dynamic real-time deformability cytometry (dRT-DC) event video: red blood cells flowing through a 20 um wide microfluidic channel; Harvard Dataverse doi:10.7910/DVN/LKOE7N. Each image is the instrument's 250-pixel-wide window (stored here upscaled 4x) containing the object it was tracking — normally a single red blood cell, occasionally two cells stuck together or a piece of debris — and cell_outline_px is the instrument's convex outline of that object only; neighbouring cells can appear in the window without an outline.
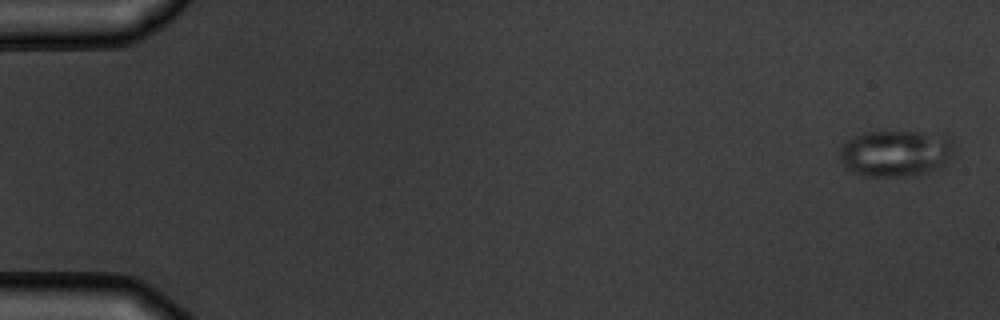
{"species": "common noctule bat (a hibernating species)", "species_latin": "Nyctalus noctula", "temperature_condition": "warm", "stored_images_in_passage": 6, "camera_frame_rate_fps": 3000, "um_per_image_px": 0.085, "animal": {"sex": "male", "body_mass_g": 19.5, "forearm_length_mm": 54.6}, "frame": {"image": 1, "passage_image": 1, "time_ms": 0.0, "image_size_px": [1000, 320], "cell_outline_px": [[952, 152], [948, 160], [944, 164], [928, 172], [916, 176], [864, 176], [852, 172], [840, 160], [840, 148], [848, 140], [860, 132], [916, 132], [948, 136], [952, 140]], "centroid_in_image_um": [76.1, 13.03], "position_along_channel_um": 8.9, "area_um2": 30.81}}